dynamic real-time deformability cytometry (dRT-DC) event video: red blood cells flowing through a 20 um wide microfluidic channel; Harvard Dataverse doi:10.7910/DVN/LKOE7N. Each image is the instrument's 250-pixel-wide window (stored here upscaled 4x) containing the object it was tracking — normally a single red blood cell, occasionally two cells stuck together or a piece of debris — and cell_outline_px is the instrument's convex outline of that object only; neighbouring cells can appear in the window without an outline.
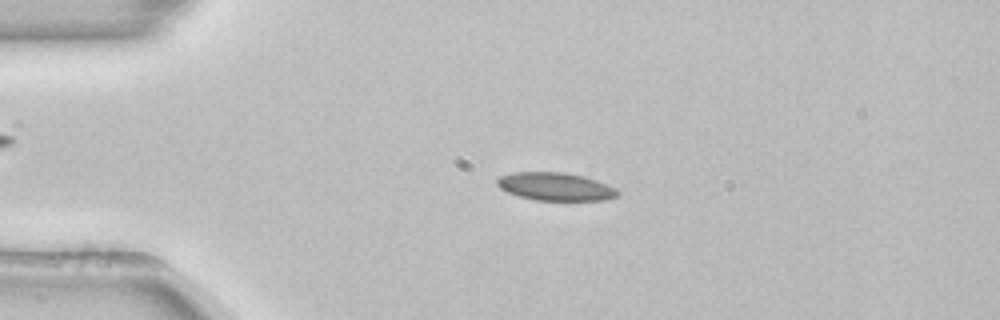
{"species": "common noctule bat (a hibernating species)", "species_latin": "Nyctalus noctula", "temperature_condition": "room temperature", "stored_images_in_passage": 53, "camera_frame_rate_fps": 3000, "um_per_image_px": 0.085, "animal": {"sex": "female", "body_mass_g": 22.7, "forearm_length_mm": 54.2}, "frame": {"image": 1, "passage_image": 12, "time_ms": 3.667, "image_size_px": [1000, 320], "cell_outline_px": [[620, 192], [616, 196], [604, 200], [536, 200], [520, 196], [508, 192], [500, 188], [496, 184], [496, 180], [500, 176], [512, 172], [564, 172], [584, 176], [596, 180], [616, 188]], "centroid_in_image_um": [47.2, 15.85], "position_along_channel_um": 37.8, "area_um2": 19.59}}
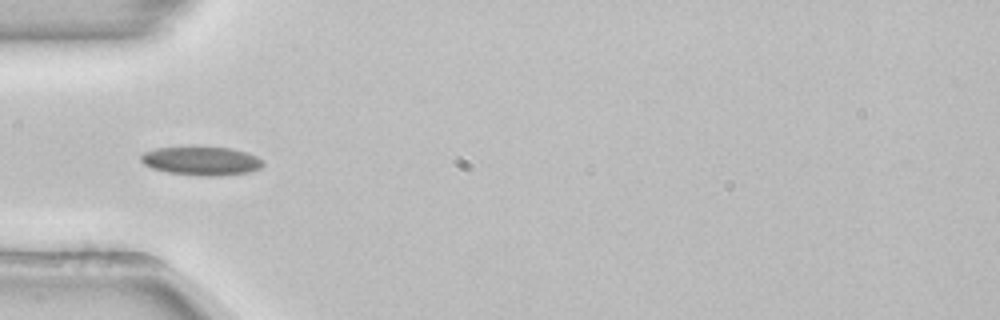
{"frame": {"image": 2, "passage_image": 17, "time_ms": 5.333, "image_size_px": [1000, 320], "cell_outline_px": [[264, 164], [260, 168], [248, 172], [220, 176], [204, 176], [168, 172], [152, 168], [144, 164], [140, 160], [140, 156], [144, 152], [156, 148], [192, 144], [232, 148], [248, 152], [264, 160]], "centroid_in_image_um": [17.12, 13.62], "position_along_channel_um": 67.9, "area_um2": 21.27}}
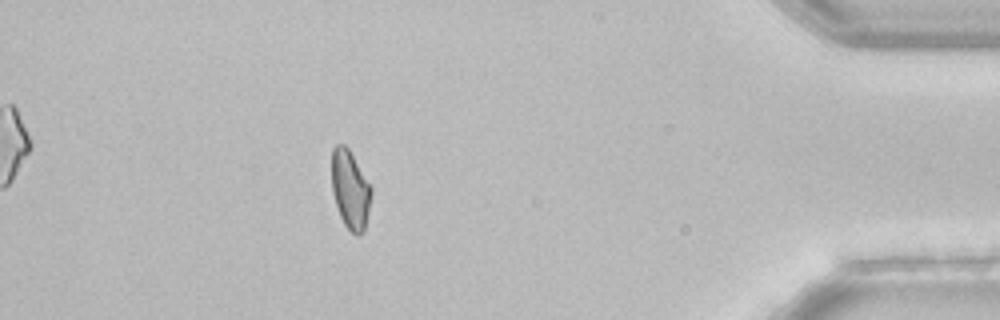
{"frame": {"image": 3, "passage_image": 47, "time_ms": 15.333, "image_size_px": [1000, 320], "cell_outline_px": [[372, 196], [364, 232], [356, 236], [344, 224], [340, 216], [332, 192], [332, 148], [336, 144], [344, 144], [348, 148], [372, 188]], "centroid_in_image_um": [29.77, 16.13], "position_along_channel_um": 405.4, "area_um2": 18.09}}